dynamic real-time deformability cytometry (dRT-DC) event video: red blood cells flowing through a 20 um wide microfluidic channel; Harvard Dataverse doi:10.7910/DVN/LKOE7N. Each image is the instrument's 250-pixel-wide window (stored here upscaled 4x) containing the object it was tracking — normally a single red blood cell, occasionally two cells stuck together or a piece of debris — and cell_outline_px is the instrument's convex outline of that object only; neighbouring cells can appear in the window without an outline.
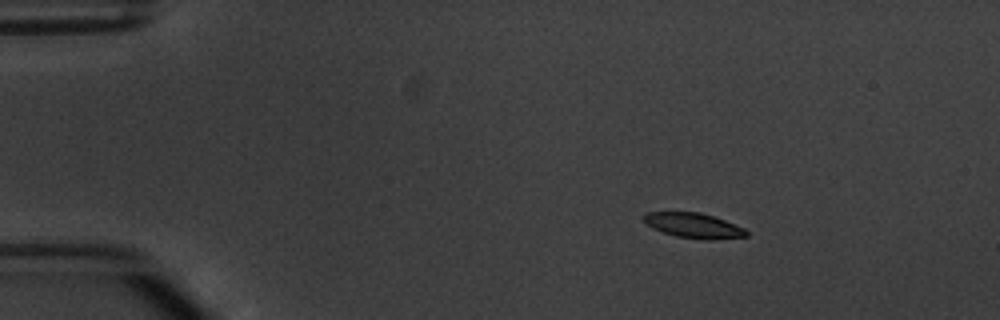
{"species": "common noctule bat (a hibernating species)", "species_latin": "Nyctalus noctula", "temperature_condition": "warm", "stored_images_in_passage": 4, "camera_frame_rate_fps": 3000, "um_per_image_px": 0.085, "animal": {"sex": "male", "body_mass_g": 20.1, "forearm_length_mm": 53.5}, "frame": {"image": 1, "passage_image": 2, "time_ms": 1.333, "image_size_px": [1000, 320], "cell_outline_px": [[748, 236], [712, 240], [676, 236], [652, 228], [644, 220], [644, 216], [648, 212], [700, 212], [724, 220], [744, 228], [748, 232]], "centroid_in_image_um": [58.99, 19.17], "position_along_channel_um": 26.0, "area_um2": 14.68}}